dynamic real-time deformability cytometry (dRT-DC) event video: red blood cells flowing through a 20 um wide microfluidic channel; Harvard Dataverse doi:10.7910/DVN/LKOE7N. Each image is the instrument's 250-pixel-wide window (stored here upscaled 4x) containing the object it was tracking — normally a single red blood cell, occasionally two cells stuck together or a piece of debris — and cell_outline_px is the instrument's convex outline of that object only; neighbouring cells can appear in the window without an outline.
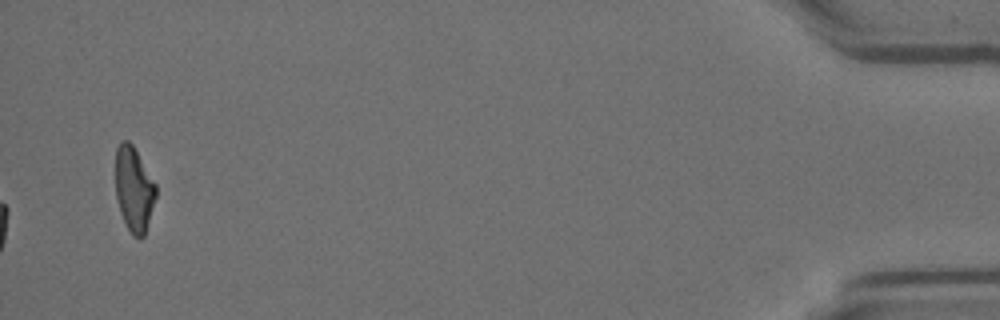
{"species": "Egyptian fruit bat (a non-hibernating species)", "species_latin": "Rousettus aegyptiacus", "temperature_condition": "room temperature", "stored_images_in_passage": 54, "camera_frame_rate_fps": 3000, "um_per_image_px": 0.085, "animal": {"sex": "female"}, "frame": {"image": 1, "passage_image": 54, "time_ms": 17.667, "image_size_px": [1000, 320], "cell_outline_px": [[156, 196], [144, 236], [132, 236], [120, 212], [116, 196], [116, 148], [120, 140], [128, 140], [132, 144], [156, 184]], "centroid_in_image_um": [11.37, 16.05], "position_along_channel_um": 423.8, "area_um2": 19.71}}